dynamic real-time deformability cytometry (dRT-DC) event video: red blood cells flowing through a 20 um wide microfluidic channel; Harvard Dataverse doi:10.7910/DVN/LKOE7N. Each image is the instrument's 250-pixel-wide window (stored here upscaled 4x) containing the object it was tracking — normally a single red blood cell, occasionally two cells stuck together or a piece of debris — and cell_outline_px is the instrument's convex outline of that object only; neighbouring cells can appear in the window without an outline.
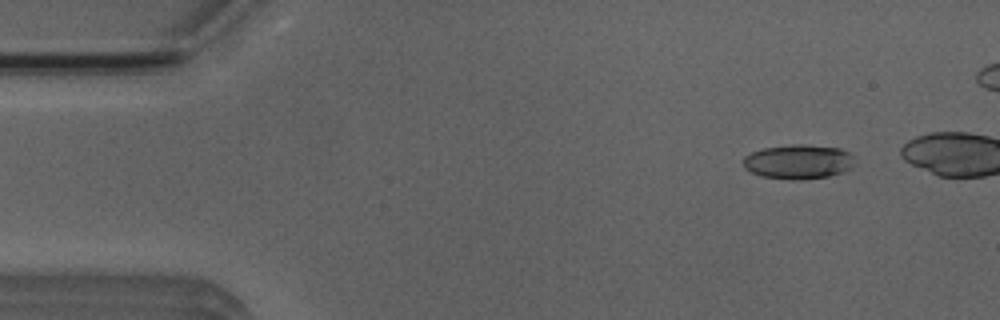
{"species": "Egyptian fruit bat (a non-hibernating species)", "species_latin": "Rousettus aegyptiacus", "temperature_condition": "room temperature", "stored_images_in_passage": 6, "camera_frame_rate_fps": 3000, "um_per_image_px": 0.085, "animal": {"sex": "male"}, "frame": {"image": 1, "passage_image": 1, "time_ms": 0.0, "image_size_px": [1000, 320], "cell_outline_px": [[852, 168], [844, 172], [828, 176], [800, 180], [792, 180], [760, 176], [744, 168], [744, 156], [752, 152], [764, 148], [792, 144], [804, 144], [840, 148], [848, 152], [852, 156]], "centroid_in_image_um": [67.85, 13.75], "position_along_channel_um": 17.1, "area_um2": 22.37}}